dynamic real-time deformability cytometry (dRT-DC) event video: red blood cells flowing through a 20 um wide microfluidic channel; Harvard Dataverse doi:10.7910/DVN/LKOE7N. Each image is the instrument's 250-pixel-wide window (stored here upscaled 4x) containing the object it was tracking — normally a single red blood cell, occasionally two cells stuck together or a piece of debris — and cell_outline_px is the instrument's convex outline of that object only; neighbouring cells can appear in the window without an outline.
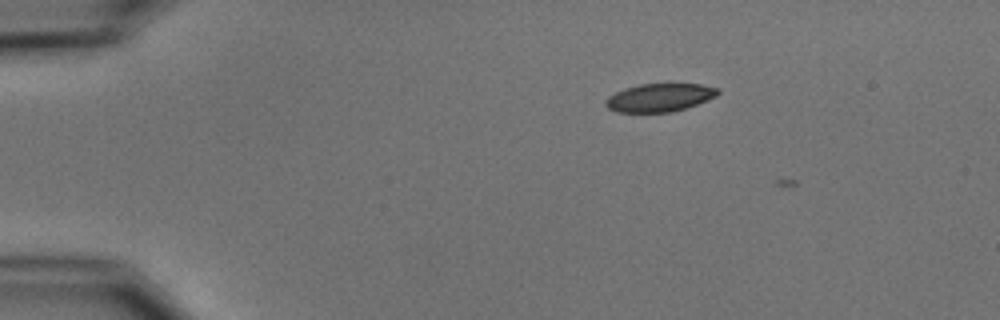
{"species": "common noctule bat (a hibernating species)", "species_latin": "Nyctalus noctula", "temperature_condition": "cold", "stored_images_in_passage": 3, "camera_frame_rate_fps": 3000, "um_per_image_px": 0.085, "animal": {"sex": "male", "body_mass_g": 15.6}, "frame": {"image": 1, "passage_image": 2, "time_ms": 0.333, "image_size_px": [1000, 320], "cell_outline_px": [[720, 92], [716, 96], [696, 104], [672, 112], [616, 112], [608, 108], [604, 104], [604, 100], [608, 96], [624, 88], [640, 84], [668, 80], [700, 84], [720, 88]], "centroid_in_image_um": [56.07, 8.23], "position_along_channel_um": 28.9, "area_um2": 19.25}}